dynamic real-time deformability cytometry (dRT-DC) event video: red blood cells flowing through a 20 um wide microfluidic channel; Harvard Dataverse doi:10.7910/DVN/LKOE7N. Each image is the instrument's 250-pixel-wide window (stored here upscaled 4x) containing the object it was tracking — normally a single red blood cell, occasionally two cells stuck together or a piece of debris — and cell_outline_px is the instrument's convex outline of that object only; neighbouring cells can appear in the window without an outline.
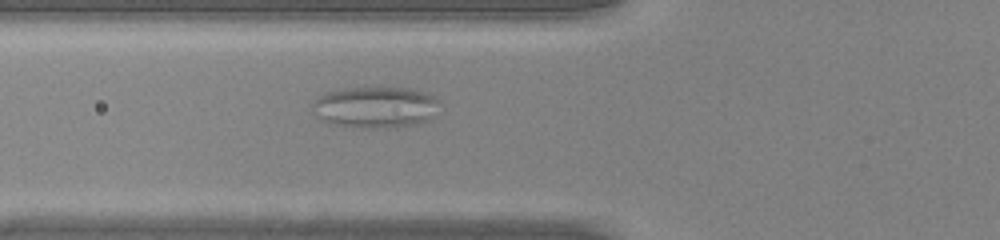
{"species": "common noctule bat (a hibernating species)", "species_latin": "Nyctalus noctula", "temperature_condition": "warm", "stored_images_in_passage": 47, "camera_frame_rate_fps": 3000, "um_per_image_px": 0.085, "animal": {"sex": "male", "body_mass_g": 20.0, "forearm_length_mm": 53.3}, "frame": {"image": 1, "passage_image": 16, "time_ms": 5.0, "image_size_px": [1000, 240], "cell_outline_px": [[440, 100], [432, 120], [416, 124], [396, 128], [364, 128], [328, 124], [320, 120], [312, 108], [312, 104], [320, 96], [328, 92], [344, 88], [408, 88], [424, 92], [436, 96]], "centroid_in_image_um": [31.94, 9.14], "position_along_channel_um": 93.9, "area_um2": 30.98}}
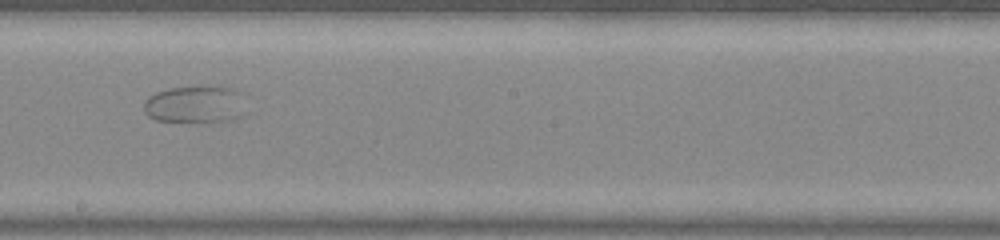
{"frame": {"image": 2, "passage_image": 26, "time_ms": 8.333, "image_size_px": [1000, 240], "cell_outline_px": [[240, 116], [232, 120], [208, 124], [156, 120], [148, 116], [144, 112], [144, 100], [148, 96], [156, 92], [168, 88], [204, 84], [228, 88], [240, 92]], "centroid_in_image_um": [16.5, 8.88], "position_along_channel_um": 231.7, "area_um2": 22.77}}
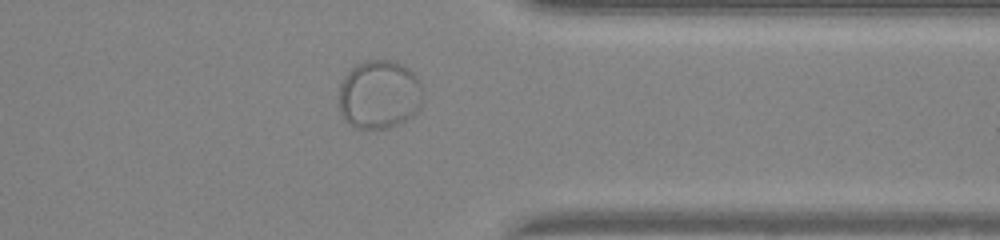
{"frame": {"image": 3, "passage_image": 37, "time_ms": 12.0, "image_size_px": [1000, 240], "cell_outline_px": [[424, 92], [420, 108], [412, 116], [388, 128], [352, 128], [344, 120], [336, 104], [340, 84], [344, 76], [356, 64], [364, 60], [392, 60], [408, 68], [420, 80]], "centroid_in_image_um": [32.2, 8.04], "position_along_channel_um": 379.2, "area_um2": 34.33}}